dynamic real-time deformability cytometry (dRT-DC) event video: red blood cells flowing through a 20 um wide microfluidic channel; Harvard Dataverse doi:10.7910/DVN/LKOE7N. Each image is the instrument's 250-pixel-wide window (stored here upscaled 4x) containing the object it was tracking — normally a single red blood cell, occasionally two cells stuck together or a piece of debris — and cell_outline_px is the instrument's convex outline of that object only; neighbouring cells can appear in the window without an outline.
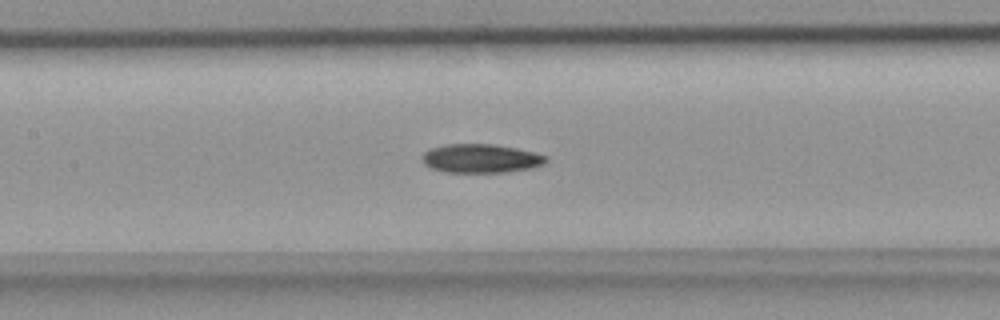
{"species": "common noctule bat (a hibernating species)", "species_latin": "Nyctalus noctula", "temperature_condition": "room temperature", "stored_images_in_passage": 34, "camera_frame_rate_fps": 3000, "um_per_image_px": 0.085, "animal": {"sex": "female", "body_mass_g": 18.4}, "frame": {"image": 1, "passage_image": 8, "time_ms": 2.333, "image_size_px": [1000, 320], "cell_outline_px": [[548, 160], [544, 164], [528, 168], [504, 172], [448, 172], [432, 168], [424, 164], [424, 152], [432, 148], [448, 144], [492, 144], [516, 148], [548, 156]], "centroid_in_image_um": [40.9, 13.46], "position_along_channel_um": 166.5, "area_um2": 20.4}}
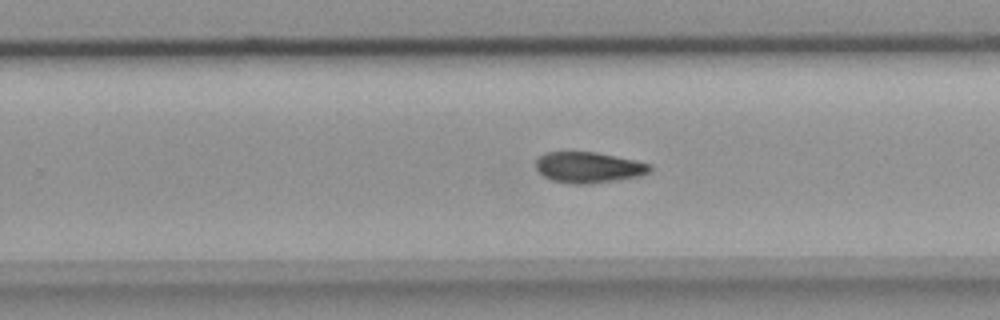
{"frame": {"image": 2, "passage_image": 16, "time_ms": 5.0, "image_size_px": [1000, 320], "cell_outline_px": [[652, 168], [648, 172], [640, 176], [616, 180], [588, 184], [572, 184], [552, 180], [544, 176], [536, 168], [536, 160], [544, 152], [596, 152], [652, 164]], "centroid_in_image_um": [50.02, 14.23], "position_along_channel_um": 279.8, "area_um2": 20.4}}
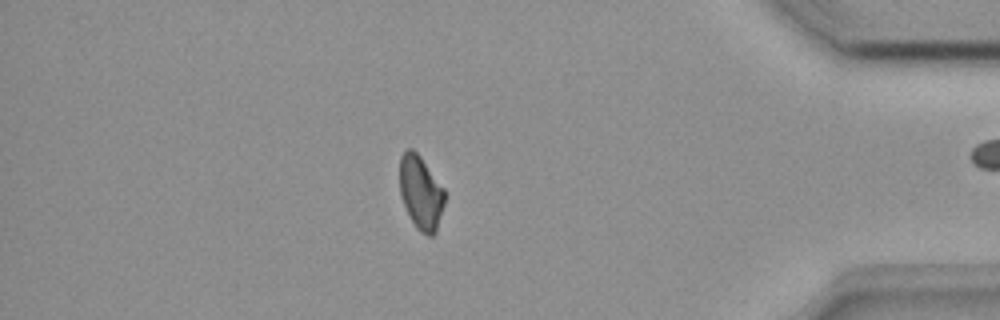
{"frame": {"image": 3, "passage_image": 27, "time_ms": 8.667, "image_size_px": [1000, 320], "cell_outline_px": [[444, 204], [436, 232], [432, 236], [428, 236], [420, 232], [416, 228], [400, 196], [400, 156], [408, 148], [412, 148], [420, 156], [444, 188]], "centroid_in_image_um": [35.77, 16.37], "position_along_channel_um": 399.4, "area_um2": 19.19}}